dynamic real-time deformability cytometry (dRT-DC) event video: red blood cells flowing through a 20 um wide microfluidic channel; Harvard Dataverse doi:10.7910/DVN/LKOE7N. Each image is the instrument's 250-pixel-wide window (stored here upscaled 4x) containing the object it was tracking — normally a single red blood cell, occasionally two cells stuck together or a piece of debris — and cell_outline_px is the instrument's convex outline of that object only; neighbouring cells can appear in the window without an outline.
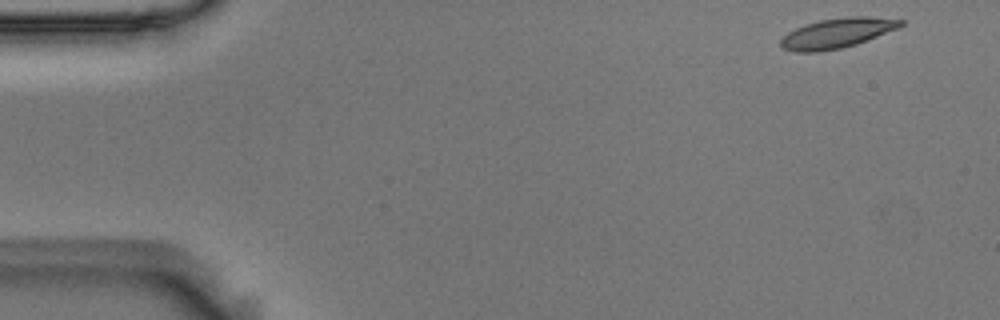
{"species": "Egyptian fruit bat (a non-hibernating species)", "species_latin": "Rousettus aegyptiacus", "temperature_condition": "room temperature", "stored_images_in_passage": 8, "camera_frame_rate_fps": 3000, "um_per_image_px": 0.085, "animal": {"sex": "male"}, "frame": {"image": 1, "passage_image": 1, "time_ms": 0.0, "image_size_px": [1000, 320], "cell_outline_px": [[904, 24], [900, 28], [856, 44], [840, 48], [820, 52], [796, 52], [784, 48], [780, 44], [780, 40], [788, 32], [804, 24], [820, 20], [848, 16], [868, 16], [904, 20]], "centroid_in_image_um": [71.18, 2.81], "position_along_channel_um": 13.8, "area_um2": 20.92}}
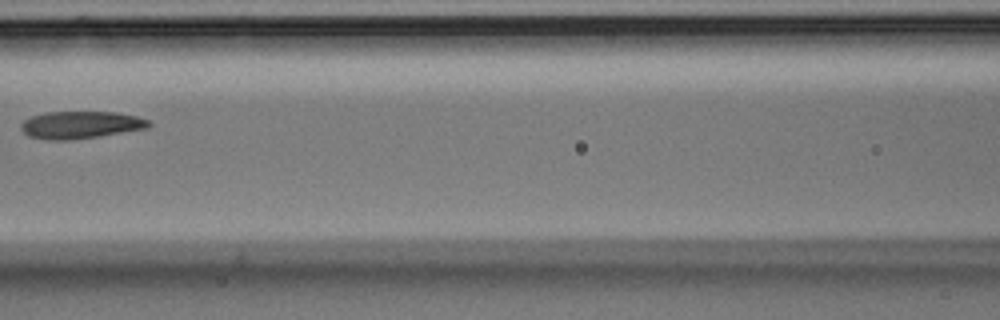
{"frame": {"image": 2, "passage_image": 7, "time_ms": 2.0, "image_size_px": [1000, 320], "cell_outline_px": [[152, 124], [148, 128], [100, 136], [72, 140], [48, 140], [28, 136], [20, 128], [20, 124], [24, 120], [32, 116], [48, 112], [112, 112], [136, 116], [148, 120]], "centroid_in_image_um": [6.84, 10.62], "position_along_channel_um": 159.8, "area_um2": 20.35}}
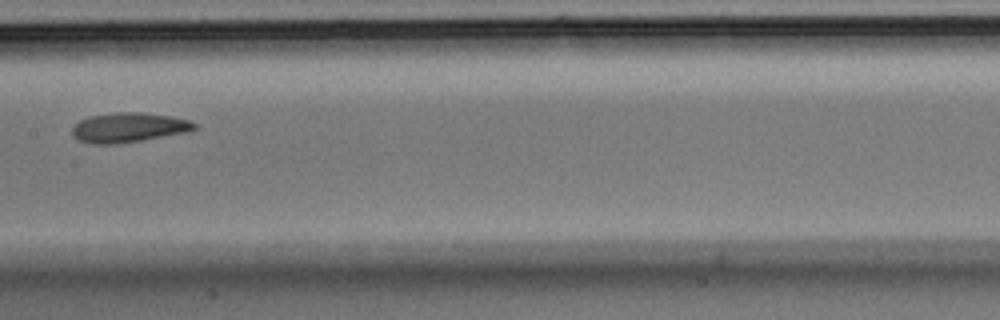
{"frame": {"image": 3, "passage_image": 8, "time_ms": 2.333, "image_size_px": [1000, 320], "cell_outline_px": [[196, 128], [188, 132], [116, 144], [92, 144], [80, 140], [72, 136], [72, 128], [80, 120], [88, 116], [116, 112], [140, 112], [172, 116], [188, 120], [196, 124]], "centroid_in_image_um": [10.91, 10.83], "position_along_channel_um": 196.5, "area_um2": 21.04}}